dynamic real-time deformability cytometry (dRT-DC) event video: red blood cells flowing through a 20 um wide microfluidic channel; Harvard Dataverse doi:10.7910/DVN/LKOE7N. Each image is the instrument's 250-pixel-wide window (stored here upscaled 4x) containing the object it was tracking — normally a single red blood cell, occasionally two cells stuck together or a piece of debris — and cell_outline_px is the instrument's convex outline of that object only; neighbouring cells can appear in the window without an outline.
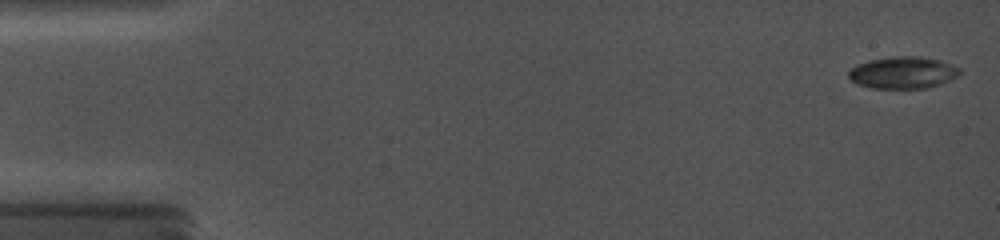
{"species": "common noctule bat (a hibernating species)", "species_latin": "Nyctalus noctula", "temperature_condition": "cold", "stored_images_in_passage": 10, "camera_frame_rate_fps": 5000, "um_per_image_px": 0.085, "animal": {"sex": "female", "body_mass_g": 19.0, "forearm_length_mm": 56.7}, "frame": {"image": 1, "passage_image": 1, "time_ms": 0.0, "image_size_px": [1000, 240], "cell_outline_px": [[960, 72], [956, 76], [940, 84], [924, 88], [872, 88], [860, 84], [852, 80], [848, 76], [848, 72], [856, 64], [868, 60], [896, 56], [916, 56], [940, 60], [952, 64], [960, 68]], "centroid_in_image_um": [76.74, 6.16], "position_along_channel_um": 8.3, "area_um2": 20.46}}
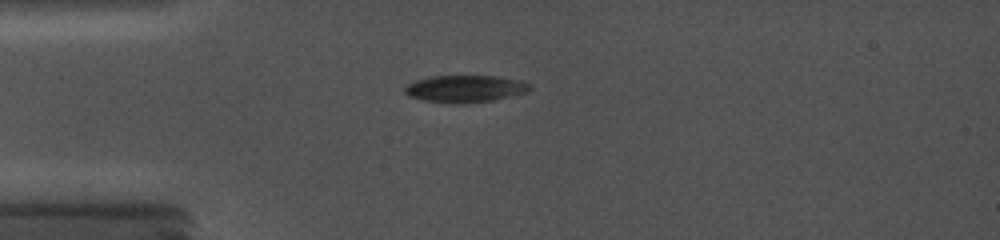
{"frame": {"image": 2, "passage_image": 7, "time_ms": 4.2, "image_size_px": [1000, 240], "cell_outline_px": [[532, 88], [524, 92], [492, 100], [464, 104], [452, 104], [424, 100], [408, 96], [404, 92], [404, 88], [408, 84], [416, 80], [432, 76], [496, 76], [520, 80], [528, 84]], "centroid_in_image_um": [39.48, 7.55], "position_along_channel_um": 45.5, "area_um2": 19.59}}